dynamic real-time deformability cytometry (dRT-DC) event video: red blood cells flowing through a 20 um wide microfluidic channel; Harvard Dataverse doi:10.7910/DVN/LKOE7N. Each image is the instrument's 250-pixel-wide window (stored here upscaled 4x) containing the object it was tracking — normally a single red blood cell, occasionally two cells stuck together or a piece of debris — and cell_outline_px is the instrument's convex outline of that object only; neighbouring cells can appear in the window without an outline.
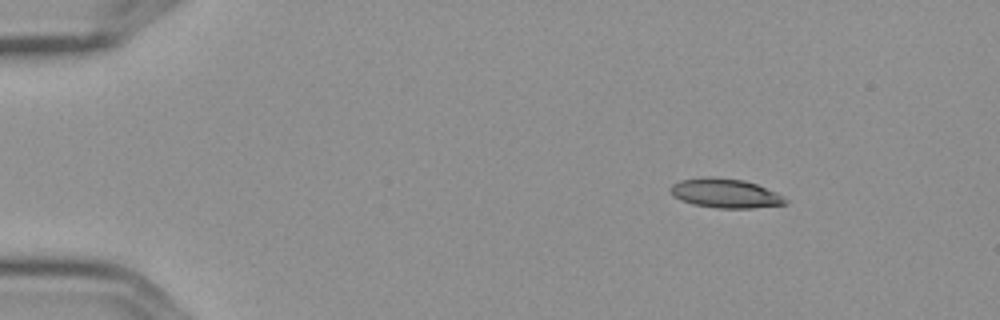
{"species": "Egyptian fruit bat (a non-hibernating species)", "species_latin": "Rousettus aegyptiacus", "temperature_condition": "cold", "stored_images_in_passage": 6, "camera_frame_rate_fps": 3000, "um_per_image_px": 0.085, "frame": {"image": 1, "passage_image": 2, "time_ms": 0.333, "image_size_px": [1000, 320], "cell_outline_px": [[788, 204], [752, 208], [716, 208], [692, 204], [680, 200], [672, 196], [668, 188], [672, 184], [680, 180], [704, 176], [712, 176], [744, 180], [756, 184], [776, 192], [788, 200]], "centroid_in_image_um": [61.61, 16.42], "position_along_channel_um": 23.4, "area_um2": 19.88}}
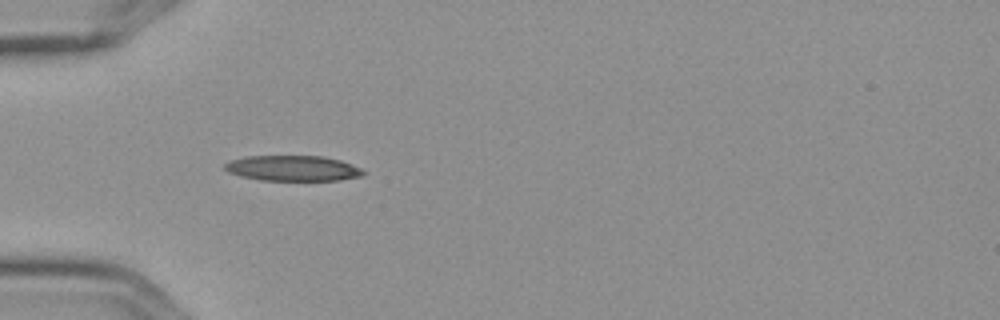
{"frame": {"image": 2, "passage_image": 5, "time_ms": 1.333, "image_size_px": [1000, 320], "cell_outline_px": [[364, 176], [340, 180], [260, 180], [240, 176], [228, 172], [224, 168], [224, 164], [228, 160], [248, 156], [324, 156], [340, 160], [352, 164], [360, 168], [364, 172]], "centroid_in_image_um": [24.87, 14.3], "position_along_channel_um": 60.1, "area_um2": 20.63}}
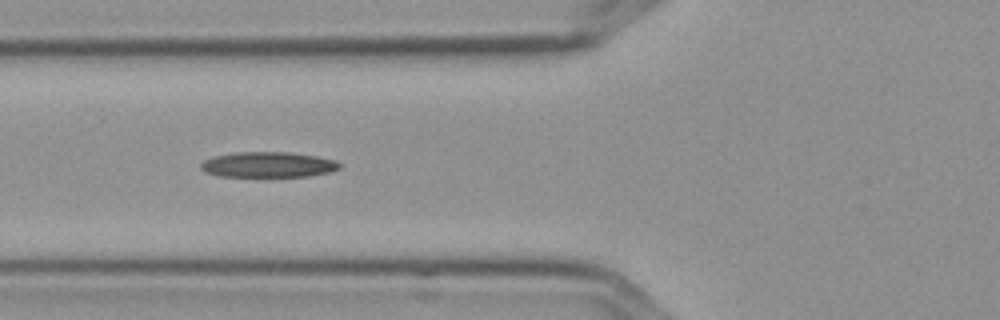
{"frame": {"image": 3, "passage_image": 6, "time_ms": 1.667, "image_size_px": [1000, 320], "cell_outline_px": [[340, 168], [328, 172], [308, 176], [220, 176], [204, 172], [200, 168], [200, 164], [204, 160], [216, 156], [236, 152], [288, 152], [316, 156], [336, 160], [340, 164]], "centroid_in_image_um": [22.78, 13.99], "position_along_channel_um": 103.0, "area_um2": 20.4}}